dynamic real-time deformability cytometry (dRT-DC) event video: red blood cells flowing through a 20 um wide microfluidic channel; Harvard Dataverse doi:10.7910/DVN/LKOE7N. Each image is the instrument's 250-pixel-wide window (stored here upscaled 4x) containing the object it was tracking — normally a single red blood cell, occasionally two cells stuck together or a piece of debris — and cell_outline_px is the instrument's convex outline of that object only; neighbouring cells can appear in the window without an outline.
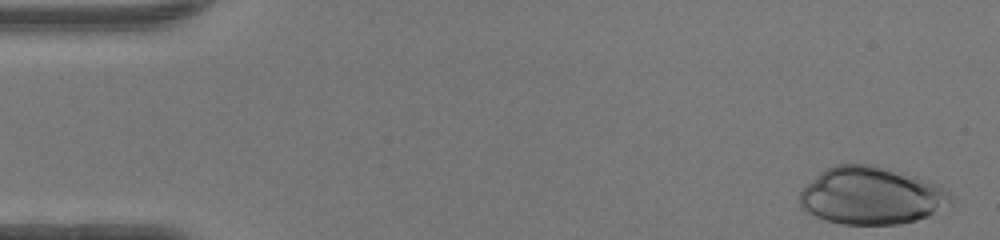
{"species": "human", "species_latin": "Homo sapiens", "temperature_condition": "warm", "stored_images_in_passage": 39, "camera_frame_rate_fps": 3000, "um_per_image_px": 0.085, "donor": {"sex": "female"}, "frame": {"image": 1, "passage_image": 1, "time_ms": 0.0, "image_size_px": [1000, 240], "cell_outline_px": [[952, 196], [948, 200], [928, 216], [916, 220], [900, 224], [840, 224], [824, 220], [800, 208], [800, 192], [820, 172], [836, 164], [876, 164], [892, 168], [936, 184], [944, 188]], "centroid_in_image_um": [74.0, 16.62], "position_along_channel_um": 11.0, "area_um2": 50.11}}
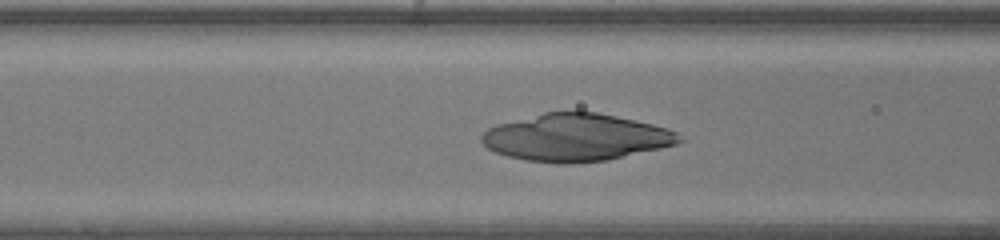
{"frame": {"image": 2, "passage_image": 18, "time_ms": 5.667, "image_size_px": [1000, 240], "cell_outline_px": [[684, 140], [676, 144], [660, 148], [608, 160], [568, 164], [564, 164], [524, 160], [508, 156], [496, 152], [488, 148], [480, 140], [480, 136], [488, 128], [496, 124], [544, 112], [596, 112], [616, 116], [652, 124], [668, 128], [676, 132]], "centroid_in_image_um": [48.93, 11.69], "position_along_channel_um": 117.7, "area_um2": 54.39}}
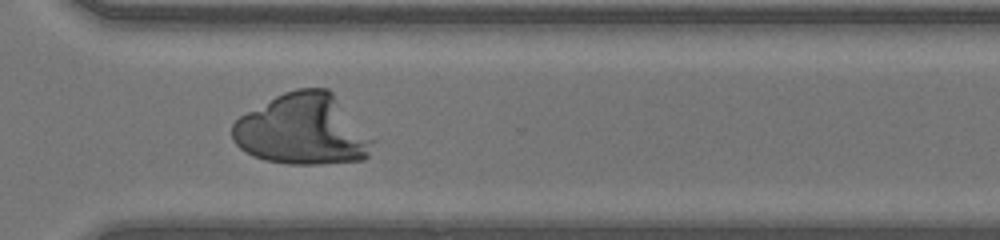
{"frame": {"image": 3, "passage_image": 34, "time_ms": 11.0, "image_size_px": [1000, 240], "cell_outline_px": [[376, 140], [368, 156], [364, 160], [320, 164], [288, 164], [264, 160], [252, 156], [244, 152], [232, 140], [232, 124], [240, 116], [276, 96], [284, 92], [296, 88], [328, 88], [332, 92]], "centroid_in_image_um": [25.74, 11.04], "position_along_channel_um": 344.9, "area_um2": 58.32}}